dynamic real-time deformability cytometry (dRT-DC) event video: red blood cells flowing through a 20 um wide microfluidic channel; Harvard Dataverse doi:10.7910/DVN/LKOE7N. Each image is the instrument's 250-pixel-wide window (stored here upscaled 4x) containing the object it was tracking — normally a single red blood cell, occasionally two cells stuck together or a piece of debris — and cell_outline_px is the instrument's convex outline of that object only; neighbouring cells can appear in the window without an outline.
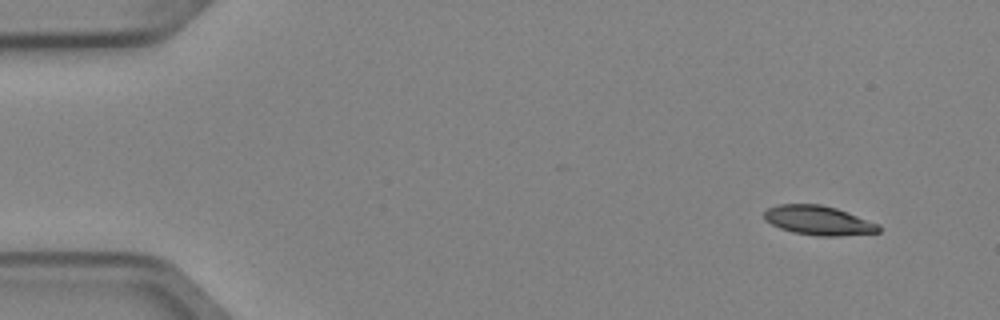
{"species": "Egyptian fruit bat (a non-hibernating species)", "species_latin": "Rousettus aegyptiacus", "temperature_condition": "cold", "stored_images_in_passage": 4, "camera_frame_rate_fps": 3000, "um_per_image_px": 0.085, "animal": {"sex": "female"}, "frame": {"image": 1, "passage_image": 1, "time_ms": 0.0, "image_size_px": [1000, 320], "cell_outline_px": [[880, 232], [840, 236], [816, 236], [792, 232], [780, 228], [764, 220], [764, 212], [768, 208], [780, 204], [820, 204], [836, 208], [848, 212], [880, 224]], "centroid_in_image_um": [69.58, 18.74], "position_along_channel_um": 15.4, "area_um2": 19.65}}
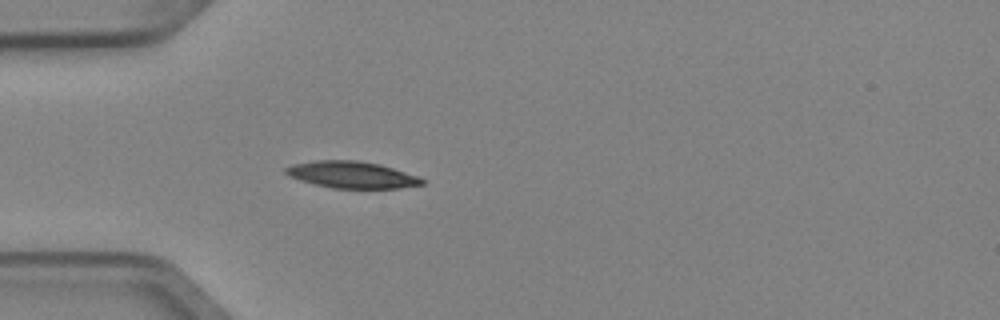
{"frame": {"image": 2, "passage_image": 4, "time_ms": 1.0, "image_size_px": [1000, 320], "cell_outline_px": [[424, 184], [400, 188], [332, 188], [300, 180], [288, 176], [284, 172], [284, 168], [292, 164], [312, 160], [356, 160], [380, 164], [416, 176], [424, 180]], "centroid_in_image_um": [29.84, 14.84], "position_along_channel_um": 55.2, "area_um2": 21.15}}